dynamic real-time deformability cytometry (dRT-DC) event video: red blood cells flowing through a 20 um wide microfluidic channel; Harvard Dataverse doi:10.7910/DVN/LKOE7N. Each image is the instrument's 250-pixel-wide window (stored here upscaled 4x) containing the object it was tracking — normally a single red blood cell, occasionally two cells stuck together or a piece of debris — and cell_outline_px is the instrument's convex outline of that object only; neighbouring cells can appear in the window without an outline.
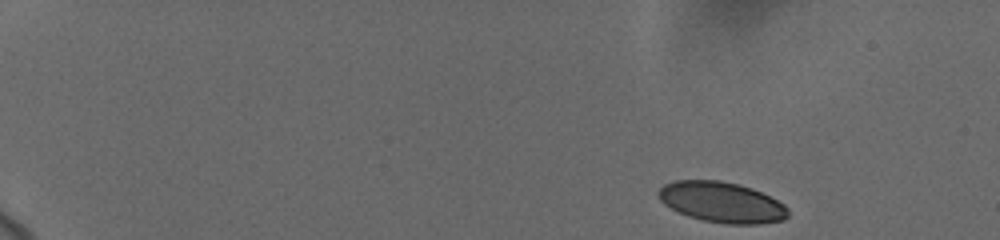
{"species": "human", "species_latin": "Homo sapiens", "temperature_condition": "cold", "stored_images_in_passage": 79, "camera_frame_rate_fps": 3000, "um_per_image_px": 0.085, "donor": {"sex": "female"}, "frame": {"image": 1, "passage_image": 1, "time_ms": 0.0, "image_size_px": [1000, 240], "cell_outline_px": [[788, 216], [784, 220], [760, 224], [728, 224], [700, 220], [688, 216], [664, 204], [660, 200], [656, 192], [664, 184], [676, 180], [720, 180], [752, 188], [784, 204], [788, 208]], "centroid_in_image_um": [61.34, 17.19], "position_along_channel_um": 23.7, "area_um2": 30.63}}
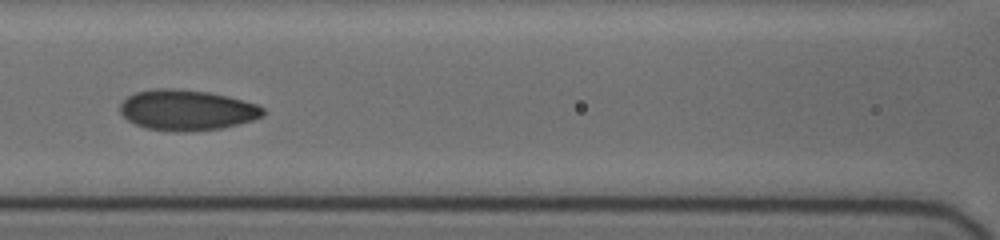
{"frame": {"image": 2, "passage_image": 38, "time_ms": 7.333, "image_size_px": [1000, 240], "cell_outline_px": [[264, 116], [252, 120], [224, 128], [184, 132], [172, 132], [148, 128], [136, 124], [128, 120], [120, 112], [120, 104], [128, 96], [136, 92], [156, 88], [172, 88], [208, 92], [228, 96], [256, 104], [264, 108]], "centroid_in_image_um": [15.89, 9.36], "position_along_channel_um": 150.7, "area_um2": 33.81}}
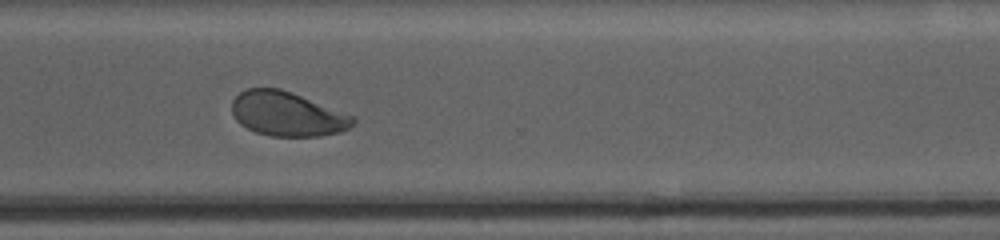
{"frame": {"image": 3, "passage_image": 78, "time_ms": 12.667, "image_size_px": [1000, 240], "cell_outline_px": [[356, 120], [348, 128], [340, 132], [320, 136], [272, 136], [256, 132], [240, 124], [236, 120], [232, 112], [232, 100], [240, 92], [248, 88], [280, 88], [292, 92], [356, 116]], "centroid_in_image_um": [24.43, 9.68], "position_along_channel_um": 346.2, "area_um2": 31.39}}